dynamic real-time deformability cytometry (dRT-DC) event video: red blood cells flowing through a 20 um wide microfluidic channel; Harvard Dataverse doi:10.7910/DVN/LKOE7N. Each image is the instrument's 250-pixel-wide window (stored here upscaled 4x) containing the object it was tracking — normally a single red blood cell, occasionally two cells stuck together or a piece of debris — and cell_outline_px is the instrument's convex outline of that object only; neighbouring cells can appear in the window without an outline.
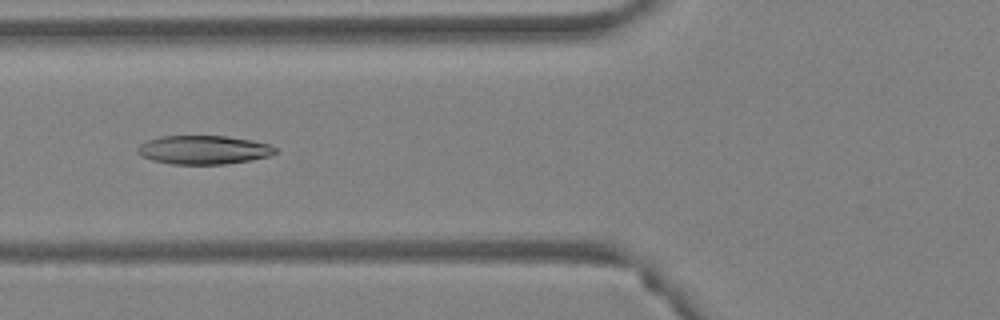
{"species": "Egyptian fruit bat (a non-hibernating species)", "species_latin": "Rousettus aegyptiacus", "temperature_condition": "warm", "stored_images_in_passage": 53, "camera_frame_rate_fps": 3000, "um_per_image_px": 0.085, "animal": {"sex": "female"}, "frame": {"image": 1, "passage_image": 21, "time_ms": 6.667, "image_size_px": [1000, 320], "cell_outline_px": [[276, 152], [268, 156], [252, 160], [224, 164], [172, 164], [152, 160], [140, 156], [136, 152], [136, 148], [144, 140], [160, 136], [228, 136], [252, 140], [268, 144], [276, 148]], "centroid_in_image_um": [17.25, 12.73], "position_along_channel_um": 108.6, "area_um2": 23.24}}
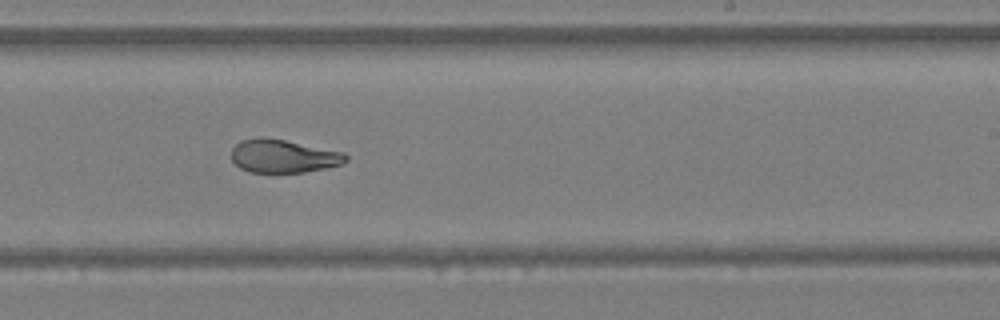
{"frame": {"image": 2, "passage_image": 33, "time_ms": 10.667, "image_size_px": [1000, 320], "cell_outline_px": [[348, 160], [340, 164], [324, 168], [304, 172], [248, 172], [240, 168], [232, 160], [232, 148], [240, 140], [284, 140], [344, 152], [348, 156]], "centroid_in_image_um": [24.11, 13.3], "position_along_channel_um": 264.9, "area_um2": 21.44}}
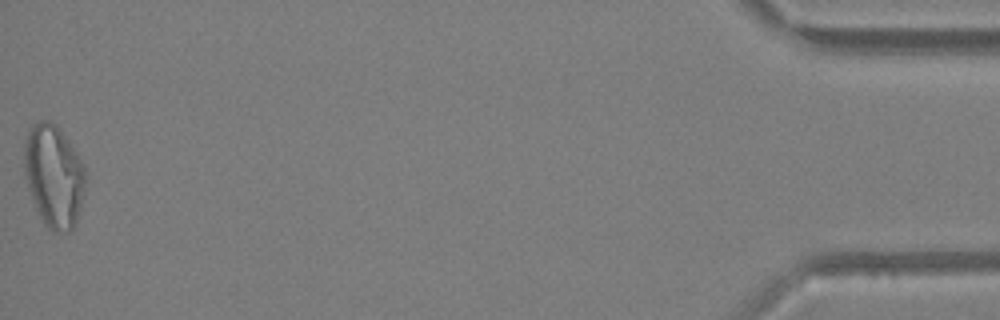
{"frame": {"image": 3, "passage_image": 53, "time_ms": 17.333, "image_size_px": [1000, 320], "cell_outline_px": [[88, 176], [80, 208], [76, 220], [72, 228], [68, 232], [52, 232], [44, 224], [36, 212], [24, 176], [24, 148], [28, 132], [32, 124], [40, 120], [48, 120], [56, 124], [60, 128], [76, 152]], "centroid_in_image_um": [4.56, 14.97], "position_along_channel_um": 430.6, "area_um2": 36.99}, "authors_computed_cell_mechanics": {"area_um2": 25.6054, "velocity_mm_per_s": 3.9132, "shape_relaxation_time_tau1_ms": 8.0048, "shape_relaxation_time_tau2_ms": 2.0718, "deformation_change_tau1": 0.2348, "deformation_change_tau2": 0.0873}}